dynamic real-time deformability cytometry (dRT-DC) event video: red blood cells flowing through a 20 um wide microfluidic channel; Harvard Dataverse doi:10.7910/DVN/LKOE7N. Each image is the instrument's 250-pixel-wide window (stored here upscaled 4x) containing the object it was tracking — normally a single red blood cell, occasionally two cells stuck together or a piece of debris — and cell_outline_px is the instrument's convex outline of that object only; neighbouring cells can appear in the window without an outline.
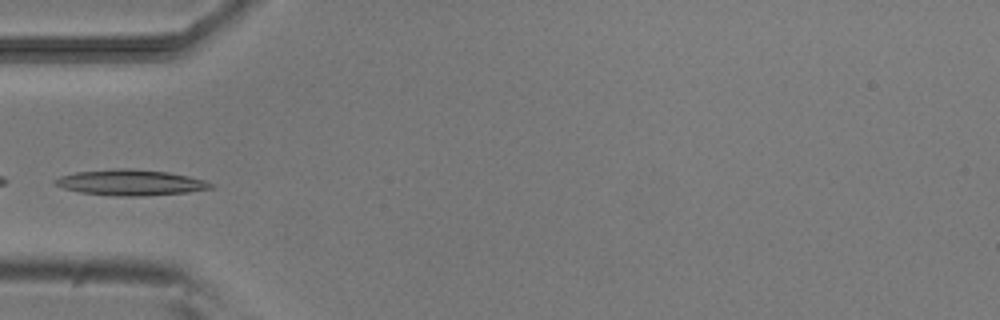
{"species": "common noctule bat (a hibernating species)", "species_latin": "Nyctalus noctula", "temperature_condition": "room temperature", "stored_images_in_passage": 34, "camera_frame_rate_fps": 3000, "um_per_image_px": 0.085, "animal": {"sex": "male", "body_mass_g": 20.5, "forearm_length_mm": 52.5}, "frame": {"image": 1, "passage_image": 1, "time_ms": 0.0, "image_size_px": [1000, 320], "cell_outline_px": [[216, 188], [188, 192], [140, 196], [120, 196], [80, 192], [64, 188], [52, 184], [52, 180], [60, 176], [76, 172], [116, 168], [124, 168], [168, 172], [188, 176], [204, 180], [216, 184]], "centroid_in_image_um": [11.11, 15.51], "position_along_channel_um": 73.9, "area_um2": 23.41}}
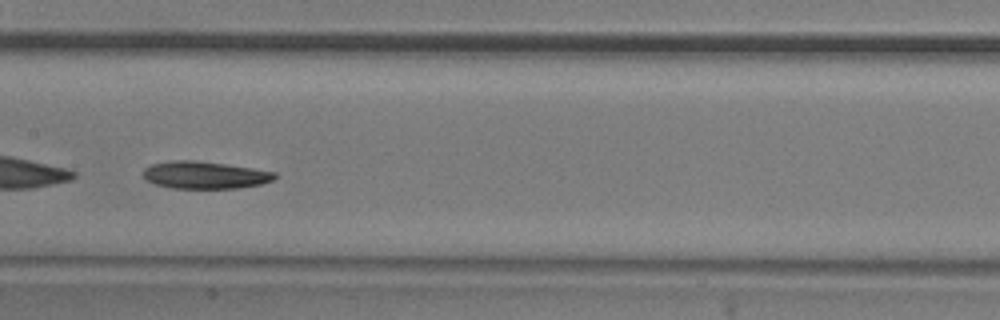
{"frame": {"image": 2, "passage_image": 10, "time_ms": 3.0, "image_size_px": [1000, 320], "cell_outline_px": [[276, 176], [272, 180], [260, 184], [240, 188], [172, 188], [156, 184], [148, 180], [144, 176], [144, 168], [152, 164], [172, 160], [196, 160], [252, 168], [276, 172]], "centroid_in_image_um": [17.41, 14.87], "position_along_channel_um": 190.0, "area_um2": 20.75}}